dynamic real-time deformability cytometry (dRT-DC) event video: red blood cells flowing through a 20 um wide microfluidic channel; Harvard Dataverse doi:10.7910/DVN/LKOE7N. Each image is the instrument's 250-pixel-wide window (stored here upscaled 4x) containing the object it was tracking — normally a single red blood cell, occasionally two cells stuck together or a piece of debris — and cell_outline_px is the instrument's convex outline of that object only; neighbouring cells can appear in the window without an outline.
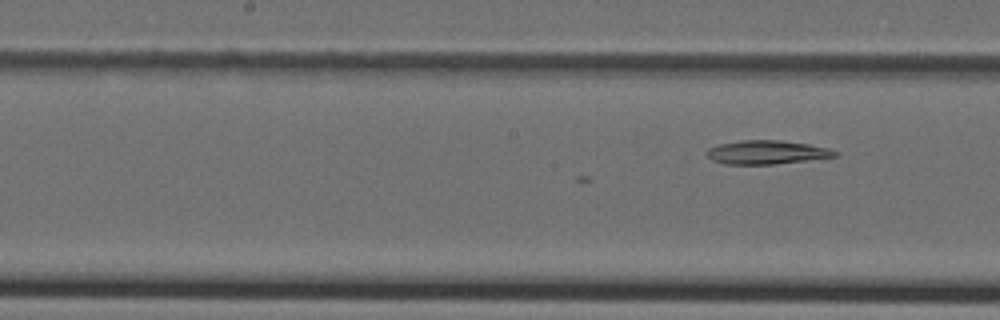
{"species": "Egyptian fruit bat (a non-hibernating species)", "species_latin": "Rousettus aegyptiacus", "temperature_condition": "cold", "stored_images_in_passage": 19, "camera_frame_rate_fps": 3000, "um_per_image_px": 0.085, "animal": {"sex": "female"}, "frame": {"image": 1, "passage_image": 19, "time_ms": 6.0, "image_size_px": [1000, 320], "cell_outline_px": [[840, 156], [772, 164], [724, 164], [712, 160], [708, 156], [708, 148], [720, 144], [740, 140], [780, 140], [808, 144], [828, 148], [840, 152]], "centroid_in_image_um": [65.21, 12.94], "position_along_channel_um": 183.0, "area_um2": 17.63}}